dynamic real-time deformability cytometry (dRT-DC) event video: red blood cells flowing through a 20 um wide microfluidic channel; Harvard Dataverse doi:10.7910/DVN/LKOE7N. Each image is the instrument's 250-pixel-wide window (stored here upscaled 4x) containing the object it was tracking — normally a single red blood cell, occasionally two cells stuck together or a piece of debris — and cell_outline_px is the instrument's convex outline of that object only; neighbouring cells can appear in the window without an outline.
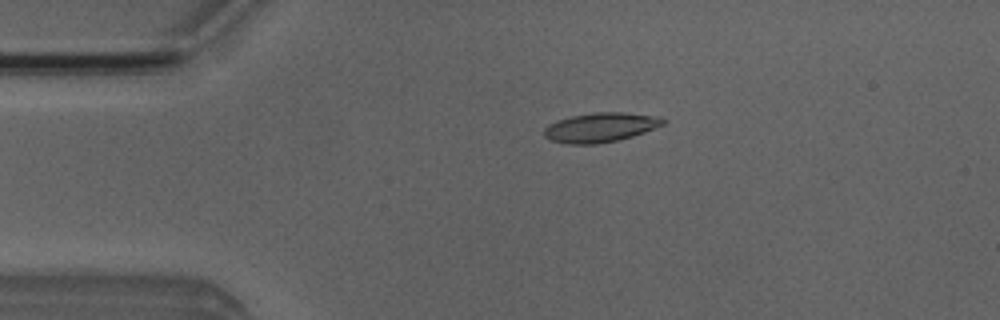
{"species": "Egyptian fruit bat (a non-hibernating species)", "species_latin": "Rousettus aegyptiacus", "temperature_condition": "room temperature", "stored_images_in_passage": 4, "camera_frame_rate_fps": 3000, "um_per_image_px": 0.085, "animal": {"sex": "male"}, "frame": {"image": 1, "passage_image": 3, "time_ms": 2.333, "image_size_px": [1000, 320], "cell_outline_px": [[664, 124], [644, 132], [632, 136], [616, 140], [596, 144], [568, 144], [552, 140], [544, 136], [544, 128], [548, 124], [556, 120], [572, 116], [592, 112], [624, 112], [660, 116], [664, 120]], "centroid_in_image_um": [51.02, 10.81], "position_along_channel_um": 34.0, "area_um2": 20.35}}